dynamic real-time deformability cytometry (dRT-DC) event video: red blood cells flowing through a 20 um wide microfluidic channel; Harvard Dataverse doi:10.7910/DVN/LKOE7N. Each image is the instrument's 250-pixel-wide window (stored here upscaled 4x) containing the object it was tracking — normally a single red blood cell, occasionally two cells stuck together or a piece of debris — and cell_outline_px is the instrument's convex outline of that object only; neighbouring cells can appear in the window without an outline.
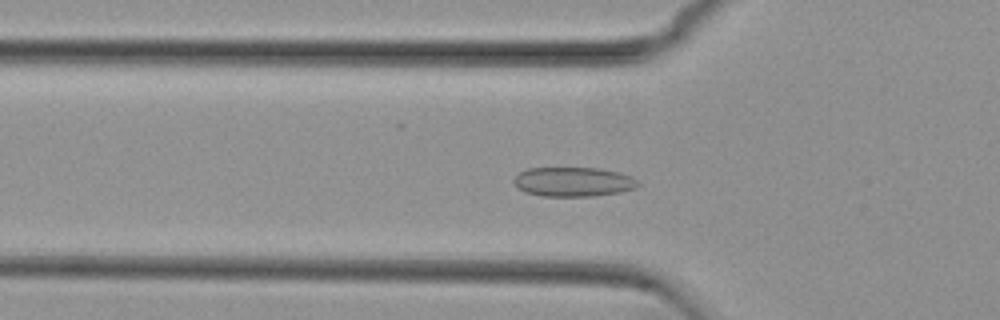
{"species": "common noctule bat (a hibernating species)", "species_latin": "Nyctalus noctula", "temperature_condition": "cold", "stored_images_in_passage": 55, "camera_frame_rate_fps": 3000, "um_per_image_px": 0.085, "animal": {"sex": "female", "body_mass_g": 29.2, "forearm_length_mm": 56.3}, "frame": {"image": 1, "passage_image": 18, "time_ms": 5.667, "image_size_px": [1000, 320], "cell_outline_px": [[640, 184], [636, 188], [620, 192], [592, 196], [544, 196], [524, 192], [516, 188], [512, 180], [520, 172], [528, 168], [600, 168], [620, 172], [632, 176]], "centroid_in_image_um": [48.73, 15.45], "position_along_channel_um": 77.1, "area_um2": 21.44}}
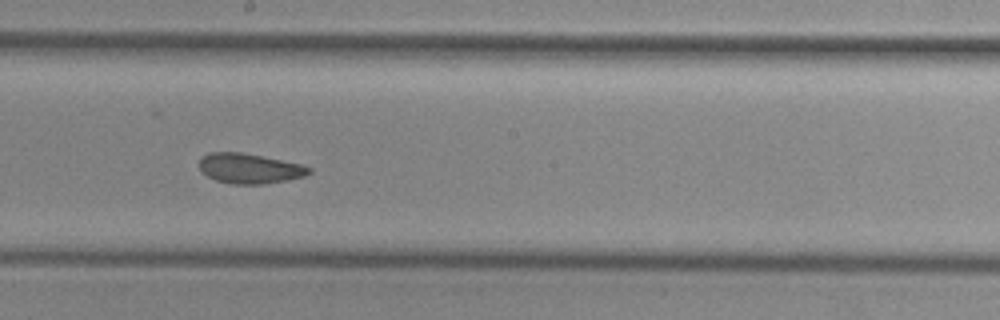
{"frame": {"image": 2, "passage_image": 30, "time_ms": 9.667, "image_size_px": [1000, 320], "cell_outline_px": [[312, 172], [304, 176], [288, 180], [264, 184], [232, 184], [216, 180], [208, 176], [200, 168], [200, 160], [208, 152], [240, 152], [300, 164], [312, 168]], "centroid_in_image_um": [21.23, 14.33], "position_along_channel_um": 227.0, "area_um2": 18.96}}
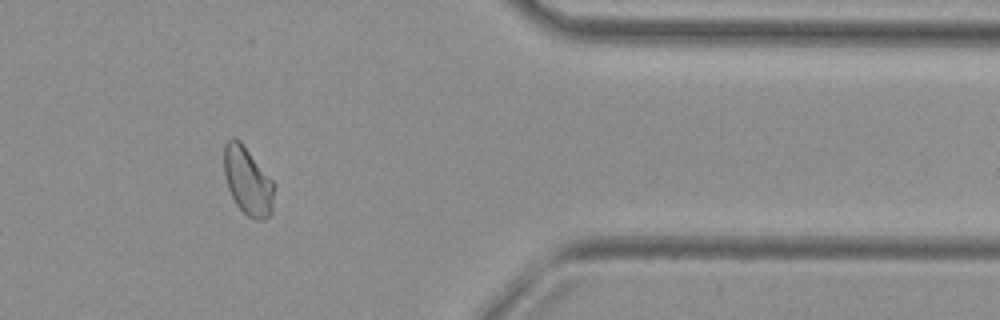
{"frame": {"image": 3, "passage_image": 45, "time_ms": 14.667, "image_size_px": [1000, 320], "cell_outline_px": [[276, 188], [272, 212], [264, 220], [256, 220], [248, 216], [236, 204], [228, 188], [224, 176], [224, 144], [232, 136], [240, 140], [276, 184]], "centroid_in_image_um": [21.08, 15.38], "position_along_channel_um": 390.3, "area_um2": 20.17}, "authors_computed_cell_mechanics": {"area_um2": 20.3456, "velocity_mm_per_s": 3.7362, "shape_relaxation_time_tau1_ms": null, "shape_relaxation_time_tau2_ms": 1.1175, "deformation_change_tau1": null, "deformation_change_tau2": 0.0605}}